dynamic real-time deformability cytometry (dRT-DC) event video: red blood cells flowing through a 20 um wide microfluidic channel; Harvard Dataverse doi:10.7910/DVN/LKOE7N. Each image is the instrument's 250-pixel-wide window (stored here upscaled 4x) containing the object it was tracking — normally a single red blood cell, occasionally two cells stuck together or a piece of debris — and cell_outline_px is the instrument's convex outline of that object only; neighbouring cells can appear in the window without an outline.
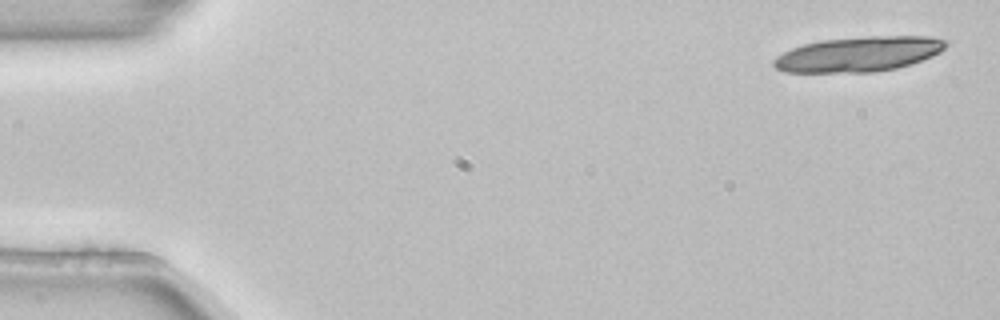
{"species": "common noctule bat (a hibernating species)", "species_latin": "Nyctalus noctula", "temperature_condition": "room temperature", "stored_images_in_passage": 4, "camera_frame_rate_fps": 3000, "um_per_image_px": 0.085, "animal": {"sex": "female", "body_mass_g": 22.7, "forearm_length_mm": 54.2}, "frame": {"image": 1, "passage_image": 1, "time_ms": 0.0, "image_size_px": [1000, 320], "cell_outline_px": [[948, 44], [940, 52], [932, 56], [896, 68], [876, 72], [784, 72], [776, 68], [772, 64], [772, 60], [776, 56], [792, 48], [804, 44], [820, 40], [868, 36], [928, 36], [948, 40]], "centroid_in_image_um": [72.97, 4.59], "position_along_channel_um": 12.0, "area_um2": 35.14}}